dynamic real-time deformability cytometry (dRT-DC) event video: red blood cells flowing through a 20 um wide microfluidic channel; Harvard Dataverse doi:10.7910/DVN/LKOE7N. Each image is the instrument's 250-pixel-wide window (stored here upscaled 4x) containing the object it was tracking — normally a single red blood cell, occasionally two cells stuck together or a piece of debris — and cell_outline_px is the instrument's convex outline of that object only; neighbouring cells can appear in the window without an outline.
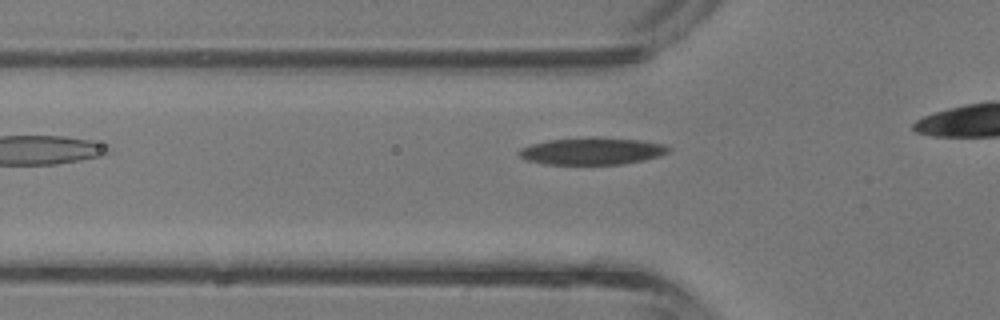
{"species": "common noctule bat (a hibernating species)", "species_latin": "Nyctalus noctula", "temperature_condition": "room temperature", "stored_images_in_passage": 8, "camera_frame_rate_fps": 3000, "um_per_image_px": 0.085, "animal": {"sex": "male", "body_mass_g": 13.3}, "frame": {"image": 1, "passage_image": 3, "time_ms": 0.667, "image_size_px": [1000, 320], "cell_outline_px": [[668, 152], [644, 160], [620, 164], [548, 164], [528, 160], [520, 156], [520, 152], [524, 148], [532, 144], [552, 140], [636, 140], [660, 144], [668, 148]], "centroid_in_image_um": [50.31, 12.9], "position_along_channel_um": 75.5, "area_um2": 21.68}}
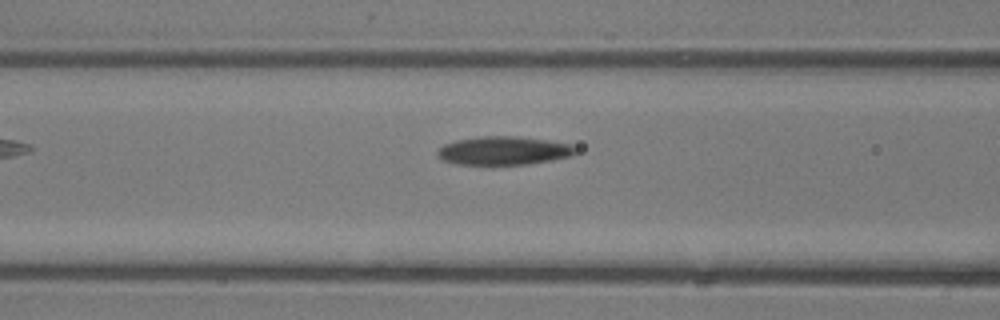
{"frame": {"image": 2, "passage_image": 6, "time_ms": 1.667, "image_size_px": [1000, 320], "cell_outline_px": [[576, 152], [568, 156], [548, 160], [524, 164], [456, 164], [444, 160], [436, 152], [444, 144], [460, 140], [480, 136], [512, 136], [544, 140], [568, 144], [576, 148]], "centroid_in_image_um": [42.76, 12.8], "position_along_channel_um": 123.8, "area_um2": 22.14}}